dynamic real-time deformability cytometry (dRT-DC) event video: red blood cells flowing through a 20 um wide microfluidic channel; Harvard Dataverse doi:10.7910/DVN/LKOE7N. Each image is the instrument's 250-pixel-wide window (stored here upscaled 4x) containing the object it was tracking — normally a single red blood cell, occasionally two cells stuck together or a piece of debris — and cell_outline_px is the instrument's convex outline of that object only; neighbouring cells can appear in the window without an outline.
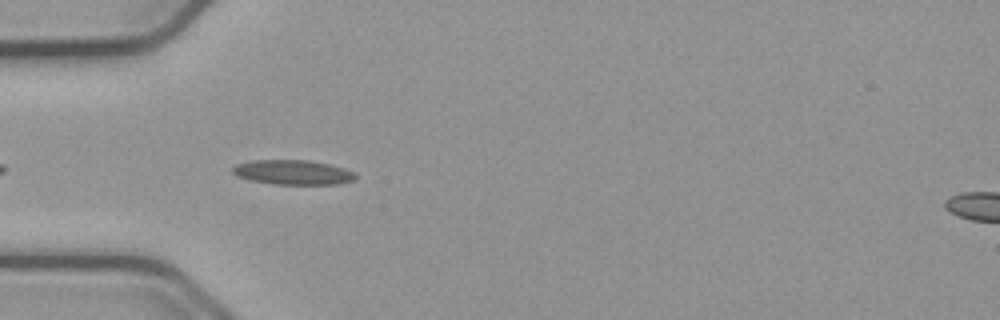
{"species": "common noctule bat (a hibernating species)", "species_latin": "Nyctalus noctula", "temperature_condition": "cold", "stored_images_in_passage": 10, "camera_frame_rate_fps": 3000, "um_per_image_px": 0.085, "animal": {"sex": "male", "body_mass_g": 23.1, "forearm_length_mm": 52.7}, "frame": {"image": 1, "passage_image": 4, "time_ms": 1.0, "image_size_px": [1000, 320], "cell_outline_px": [[356, 176], [352, 180], [336, 184], [272, 184], [252, 180], [236, 176], [232, 172], [232, 168], [236, 164], [252, 160], [308, 160], [328, 164], [344, 168], [352, 172]], "centroid_in_image_um": [24.84, 14.64], "position_along_channel_um": 60.2, "area_um2": 17.46}}
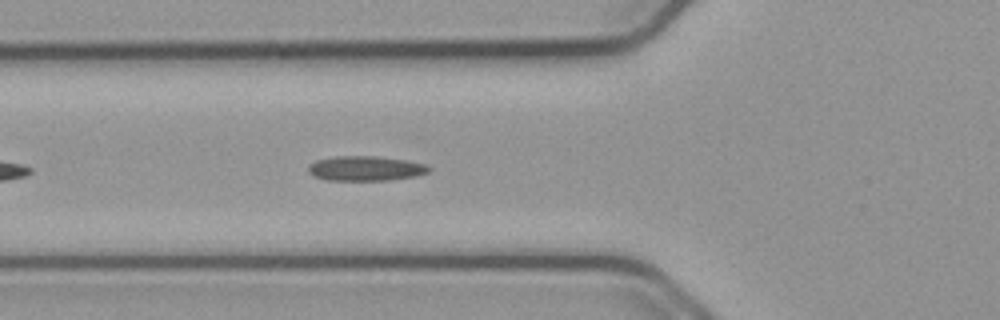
{"frame": {"image": 2, "passage_image": 7, "time_ms": 2.0, "image_size_px": [1000, 320], "cell_outline_px": [[432, 168], [428, 172], [416, 176], [388, 180], [328, 180], [316, 176], [308, 172], [308, 168], [316, 160], [336, 156], [376, 156], [404, 160], [424, 164]], "centroid_in_image_um": [31.09, 14.31], "position_along_channel_um": 94.7, "area_um2": 17.17}}